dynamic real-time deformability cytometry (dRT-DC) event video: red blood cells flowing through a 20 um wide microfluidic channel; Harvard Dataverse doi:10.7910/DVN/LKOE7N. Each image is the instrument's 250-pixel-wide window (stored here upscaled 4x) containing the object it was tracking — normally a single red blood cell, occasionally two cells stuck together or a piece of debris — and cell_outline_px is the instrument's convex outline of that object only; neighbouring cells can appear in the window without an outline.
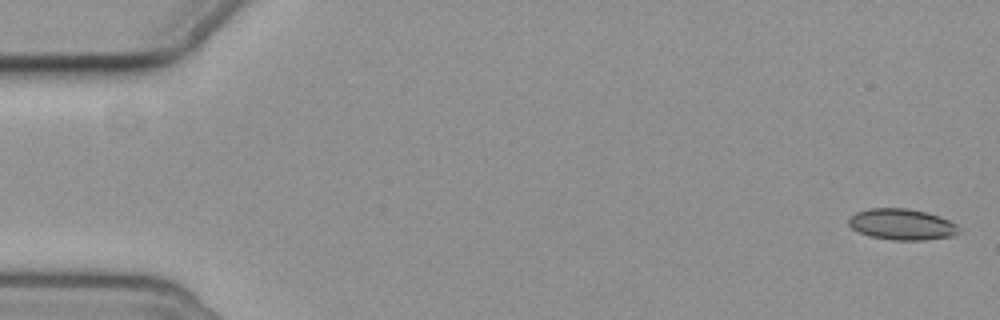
{"species": "common noctule bat (a hibernating species)", "species_latin": "Nyctalus noctula", "temperature_condition": "cold", "stored_images_in_passage": 4, "camera_frame_rate_fps": 3000, "um_per_image_px": 0.085, "animal": {"sex": "female", "body_mass_g": 19.3, "forearm_length_mm": 54.1}, "frame": {"image": 1, "passage_image": 1, "time_ms": 0.0, "image_size_px": [1000, 320], "cell_outline_px": [[960, 232], [952, 236], [924, 240], [892, 240], [868, 236], [852, 228], [848, 224], [848, 220], [856, 212], [868, 208], [908, 208], [940, 216], [956, 224]], "centroid_in_image_um": [76.65, 19.07], "position_along_channel_um": 8.4, "area_um2": 19.94}}